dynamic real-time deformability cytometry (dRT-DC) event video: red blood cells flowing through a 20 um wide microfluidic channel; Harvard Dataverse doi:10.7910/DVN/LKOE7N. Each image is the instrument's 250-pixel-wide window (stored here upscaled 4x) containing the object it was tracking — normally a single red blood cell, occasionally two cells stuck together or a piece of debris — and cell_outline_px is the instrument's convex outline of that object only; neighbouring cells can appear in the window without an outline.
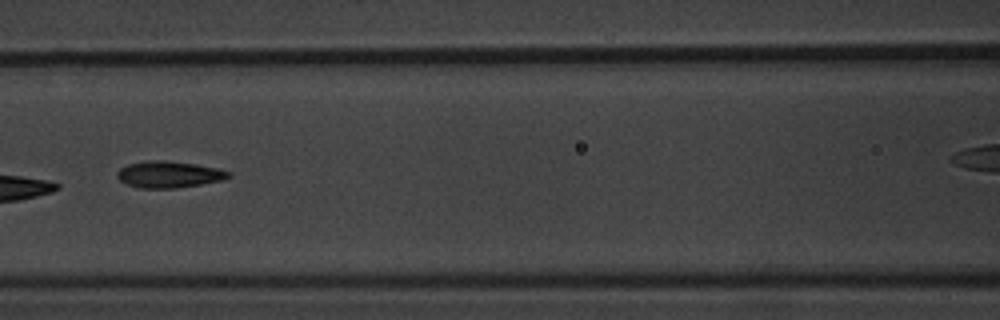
{"species": "common noctule bat (a hibernating species)", "species_latin": "Nyctalus noctula", "temperature_condition": "warm", "stored_images_in_passage": 9, "camera_frame_rate_fps": 3000, "um_per_image_px": 0.085, "animal": {"sex": "male", "body_mass_g": 20.1, "forearm_length_mm": 53.5}, "frame": {"image": 1, "passage_image": 7, "time_ms": 8.333, "image_size_px": [1000, 320], "cell_outline_px": [[232, 176], [224, 180], [176, 188], [140, 188], [128, 184], [120, 180], [116, 176], [116, 172], [120, 168], [128, 164], [144, 160], [164, 160], [196, 164], [216, 168], [232, 172]], "centroid_in_image_um": [14.36, 14.82], "position_along_channel_um": 152.2, "area_um2": 17.34}}